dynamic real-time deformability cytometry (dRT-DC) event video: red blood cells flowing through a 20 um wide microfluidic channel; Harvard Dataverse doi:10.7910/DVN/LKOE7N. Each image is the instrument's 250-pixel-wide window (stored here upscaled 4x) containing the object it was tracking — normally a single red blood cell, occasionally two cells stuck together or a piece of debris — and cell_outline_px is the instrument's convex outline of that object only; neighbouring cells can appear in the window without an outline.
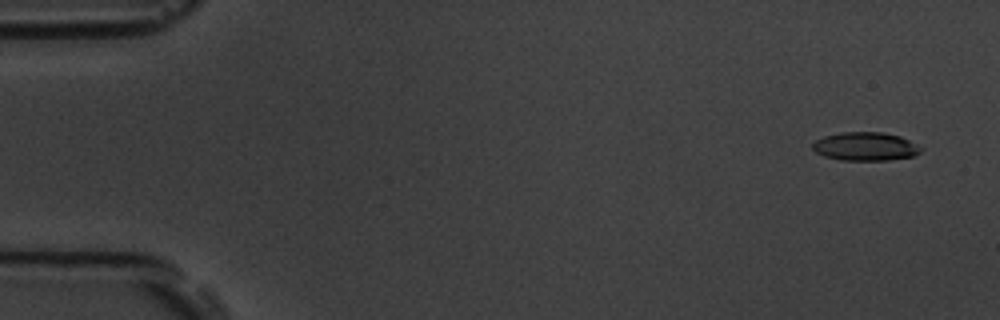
{"species": "common noctule bat (a hibernating species)", "species_latin": "Nyctalus noctula", "temperature_condition": "room temperature", "stored_images_in_passage": 3, "camera_frame_rate_fps": 3000, "um_per_image_px": 0.085, "animal": {"sex": "male", "body_mass_g": 19.5, "forearm_length_mm": 54.6}, "frame": {"image": 1, "passage_image": 1, "time_ms": 0.0, "image_size_px": [1000, 320], "cell_outline_px": [[924, 148], [920, 152], [912, 156], [888, 160], [840, 160], [824, 156], [816, 152], [812, 148], [812, 144], [816, 140], [824, 136], [840, 132], [884, 132], [900, 136]], "centroid_in_image_um": [73.55, 12.44], "position_along_channel_um": 11.5, "area_um2": 17.98}}